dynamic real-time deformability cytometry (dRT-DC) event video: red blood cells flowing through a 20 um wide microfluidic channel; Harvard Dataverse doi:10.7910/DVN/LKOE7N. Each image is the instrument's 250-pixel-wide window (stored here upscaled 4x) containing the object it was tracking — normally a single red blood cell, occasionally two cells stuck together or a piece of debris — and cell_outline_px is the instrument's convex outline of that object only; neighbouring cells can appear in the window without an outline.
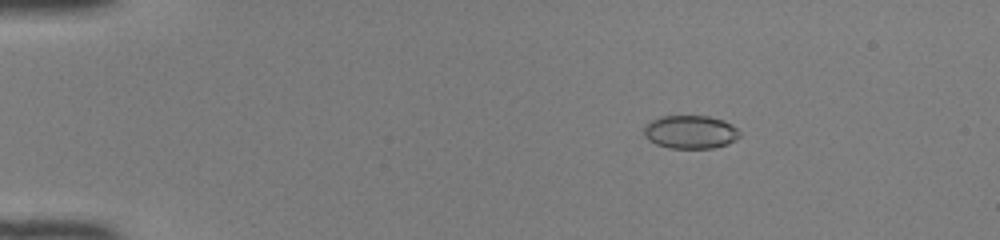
{"species": "common noctule bat (a hibernating species)", "species_latin": "Nyctalus noctula", "temperature_condition": "room temperature", "stored_images_in_passage": 42, "camera_frame_rate_fps": 3000, "um_per_image_px": 0.085, "animal": {"sex": "female", "body_mass_g": 22.0, "forearm_length_mm": 56.7}, "frame": {"image": 1, "passage_image": 1, "time_ms": 0.0, "image_size_px": [1000, 240], "cell_outline_px": [[740, 136], [736, 140], [728, 144], [712, 148], [668, 148], [656, 144], [648, 140], [644, 136], [644, 128], [652, 120], [660, 116], [708, 116], [724, 120], [736, 128], [740, 132]], "centroid_in_image_um": [58.69, 11.22], "position_along_channel_um": 26.3, "area_um2": 18.61}}
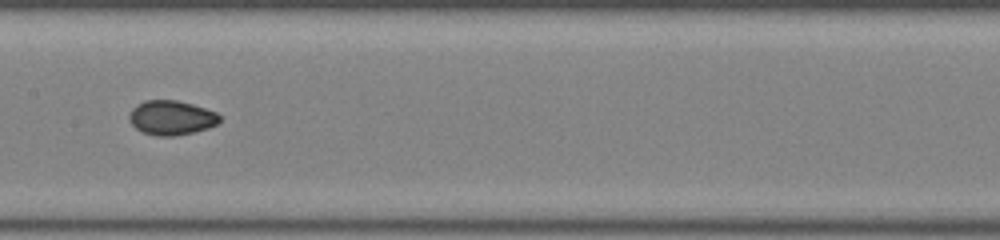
{"frame": {"image": 2, "passage_image": 19, "time_ms": 6.0, "image_size_px": [1000, 240], "cell_outline_px": [[220, 120], [216, 124], [208, 128], [192, 132], [172, 136], [156, 136], [144, 132], [136, 128], [128, 120], [128, 116], [132, 108], [136, 104], [144, 100], [176, 100], [192, 104], [216, 112], [220, 116]], "centroid_in_image_um": [14.53, 10.0], "position_along_channel_um": 192.9, "area_um2": 18.09}}
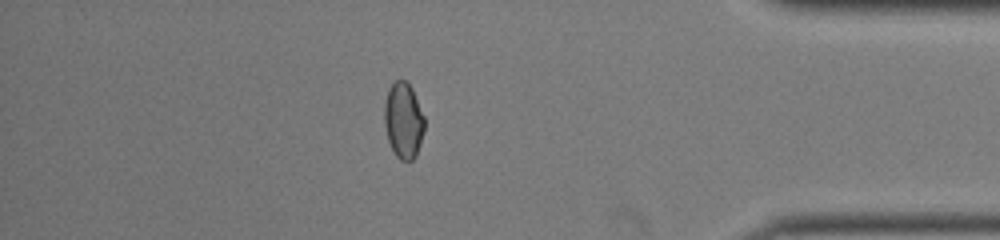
{"frame": {"image": 3, "passage_image": 36, "time_ms": 11.667, "image_size_px": [1000, 240], "cell_outline_px": [[424, 128], [416, 156], [412, 160], [400, 160], [396, 156], [388, 140], [384, 124], [384, 104], [388, 88], [396, 80], [404, 80], [412, 88], [424, 116]], "centroid_in_image_um": [34.28, 10.23], "position_along_channel_um": 400.9, "area_um2": 17.63}, "authors_computed_cell_mechanics": {"area_um2": 18.0914, "velocity_mm_per_s": 4.1636, "shape_relaxation_time_tau1_ms": null, "shape_relaxation_time_tau2_ms": 1.0033, "deformation_change_tau1": null, "deformation_change_tau2": 0.0369}}